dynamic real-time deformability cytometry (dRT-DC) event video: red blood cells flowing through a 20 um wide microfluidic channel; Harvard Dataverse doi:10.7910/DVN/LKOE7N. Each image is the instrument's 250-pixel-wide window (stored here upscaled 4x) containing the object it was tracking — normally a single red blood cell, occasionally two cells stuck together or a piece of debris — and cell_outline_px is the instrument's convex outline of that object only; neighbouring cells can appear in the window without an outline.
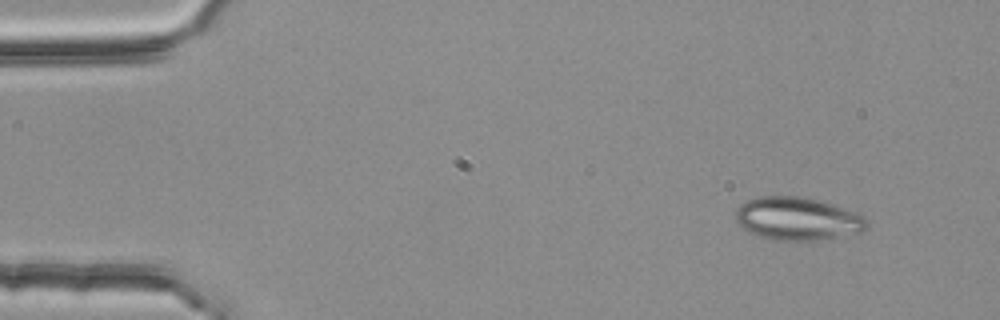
{"species": "common noctule bat (a hibernating species)", "species_latin": "Nyctalus noctula", "temperature_condition": "room temperature", "stored_images_in_passage": 3, "camera_frame_rate_fps": 3000, "um_per_image_px": 0.085, "animal": {"sex": "female", "body_mass_g": 25.1}, "frame": {"image": 1, "passage_image": 1, "time_ms": 0.0, "image_size_px": [1000, 320], "cell_outline_px": [[868, 224], [860, 232], [816, 240], [772, 240], [756, 236], [740, 228], [736, 220], [736, 208], [740, 204], [748, 200], [760, 196], [800, 196], [832, 204], [860, 212], [868, 220]], "centroid_in_image_um": [67.76, 18.59], "position_along_channel_um": 17.2, "area_um2": 33.06}}